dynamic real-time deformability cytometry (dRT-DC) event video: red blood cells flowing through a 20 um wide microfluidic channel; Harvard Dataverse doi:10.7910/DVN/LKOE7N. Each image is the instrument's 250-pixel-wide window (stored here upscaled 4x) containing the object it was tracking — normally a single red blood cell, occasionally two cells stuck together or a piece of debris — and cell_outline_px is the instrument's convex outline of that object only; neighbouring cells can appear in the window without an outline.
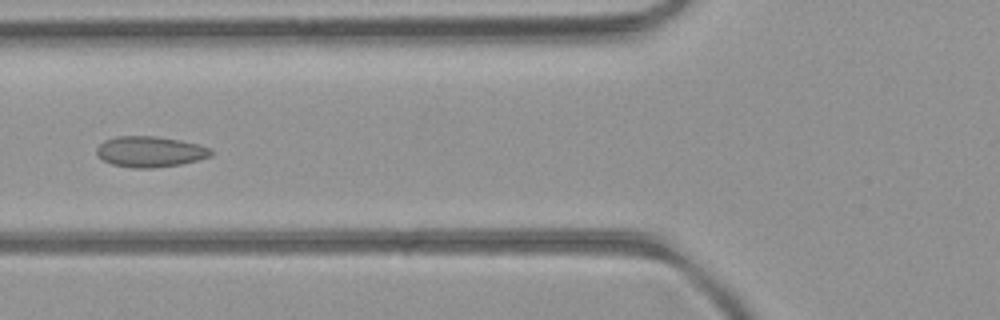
{"species": "common noctule bat (a hibernating species)", "species_latin": "Nyctalus noctula", "temperature_condition": "room temperature", "stored_images_in_passage": 26, "camera_frame_rate_fps": 3000, "um_per_image_px": 0.085, "animal": {"sex": "female", "body_mass_g": 21.9}, "frame": {"image": 1, "passage_image": 8, "time_ms": 2.333, "image_size_px": [1000, 320], "cell_outline_px": [[212, 156], [180, 164], [152, 168], [132, 168], [112, 164], [104, 160], [96, 152], [96, 148], [104, 140], [116, 136], [156, 136], [180, 140], [200, 144], [208, 148], [212, 152]], "centroid_in_image_um": [12.75, 12.88], "position_along_channel_um": 113.1, "area_um2": 20.4}}
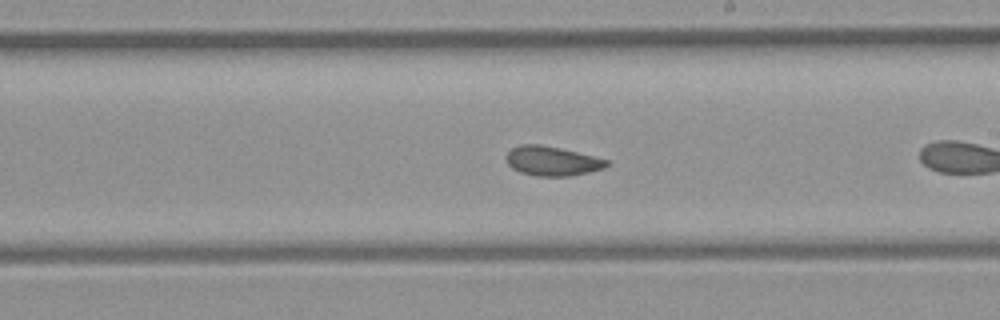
{"frame": {"image": 2, "passage_image": 15, "time_ms": 4.667, "image_size_px": [1000, 320], "cell_outline_px": [[608, 164], [604, 168], [572, 176], [536, 176], [520, 172], [512, 168], [508, 164], [508, 152], [512, 148], [520, 144], [540, 144], [560, 148], [608, 160]], "centroid_in_image_um": [46.92, 13.69], "position_along_channel_um": 242.1, "area_um2": 16.99}}
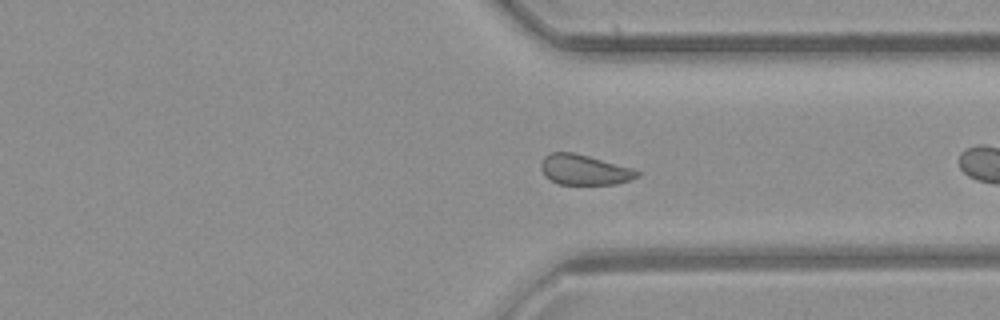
{"frame": {"image": 3, "passage_image": 24, "time_ms": 7.667, "image_size_px": [1000, 320], "cell_outline_px": [[640, 176], [616, 184], [560, 184], [544, 176], [540, 168], [540, 164], [544, 156], [548, 152], [572, 152], [588, 156], [632, 168], [640, 172]], "centroid_in_image_um": [49.63, 14.42], "position_along_channel_um": 361.8, "area_um2": 16.88}}